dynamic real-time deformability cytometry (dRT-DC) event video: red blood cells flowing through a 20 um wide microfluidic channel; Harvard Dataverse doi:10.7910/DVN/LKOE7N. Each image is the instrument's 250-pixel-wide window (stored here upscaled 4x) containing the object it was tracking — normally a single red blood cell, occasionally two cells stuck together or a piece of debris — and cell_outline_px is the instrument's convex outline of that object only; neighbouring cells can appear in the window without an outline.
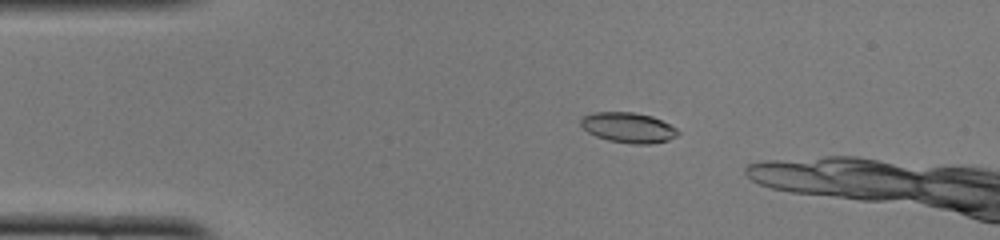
{"species": "common noctule bat (a hibernating species)", "species_latin": "Nyctalus noctula", "temperature_condition": "cold", "stored_images_in_passage": 7, "camera_frame_rate_fps": 3000, "um_per_image_px": 0.085, "animal": {"sex": "female", "body_mass_g": 22.0, "forearm_length_mm": 56.7}, "frame": {"image": 1, "passage_image": 2, "time_ms": 0.333, "image_size_px": [1000, 240], "cell_outline_px": [[680, 132], [676, 136], [668, 140], [652, 144], [632, 144], [608, 140], [596, 136], [588, 132], [580, 124], [580, 120], [584, 116], [592, 112], [632, 112], [652, 116], [676, 128]], "centroid_in_image_um": [53.4, 10.85], "position_along_channel_um": 31.6, "area_um2": 17.05}}